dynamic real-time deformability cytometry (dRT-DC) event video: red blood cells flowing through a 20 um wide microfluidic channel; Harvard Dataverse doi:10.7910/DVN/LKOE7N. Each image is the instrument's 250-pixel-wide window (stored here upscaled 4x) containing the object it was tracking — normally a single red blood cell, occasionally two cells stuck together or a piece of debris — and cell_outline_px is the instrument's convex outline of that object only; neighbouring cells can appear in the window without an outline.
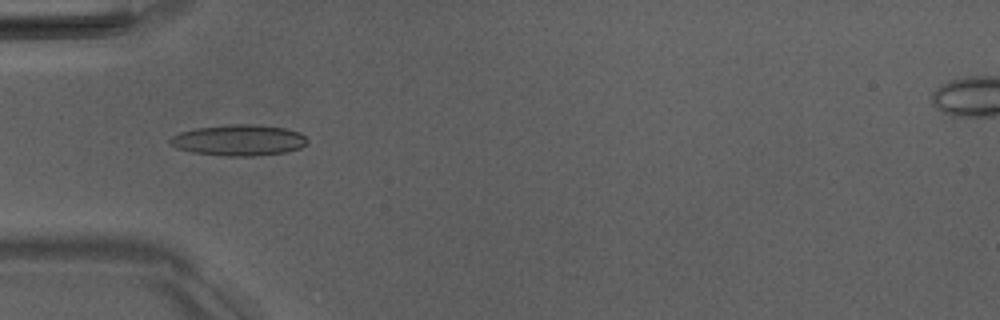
{"species": "Egyptian fruit bat (a non-hibernating species)", "species_latin": "Rousettus aegyptiacus", "temperature_condition": "room temperature", "stored_images_in_passage": 42, "camera_frame_rate_fps": 3000, "um_per_image_px": 0.085, "animal": {"sex": "male"}, "frame": {"image": 1, "passage_image": 7, "time_ms": 2.0, "image_size_px": [1000, 320], "cell_outline_px": [[308, 140], [300, 148], [284, 152], [256, 156], [228, 156], [192, 152], [176, 148], [168, 144], [168, 140], [172, 136], [180, 132], [196, 128], [228, 124], [252, 124], [284, 128], [300, 132]], "centroid_in_image_um": [20.26, 11.91], "position_along_channel_um": 64.7, "area_um2": 24.8}}
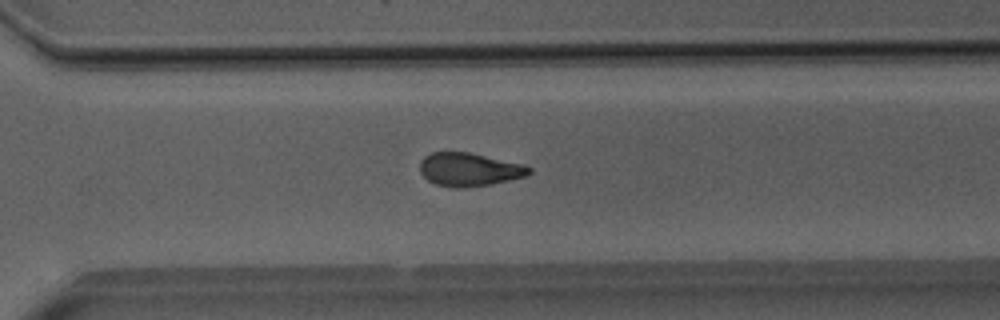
{"frame": {"image": 2, "passage_image": 27, "time_ms": 8.667, "image_size_px": [1000, 320], "cell_outline_px": [[532, 172], [528, 176], [492, 184], [460, 188], [452, 188], [436, 184], [428, 180], [420, 172], [420, 160], [424, 156], [432, 152], [468, 152], [524, 164], [532, 168]], "centroid_in_image_um": [39.9, 14.41], "position_along_channel_um": 330.7, "area_um2": 21.39}}
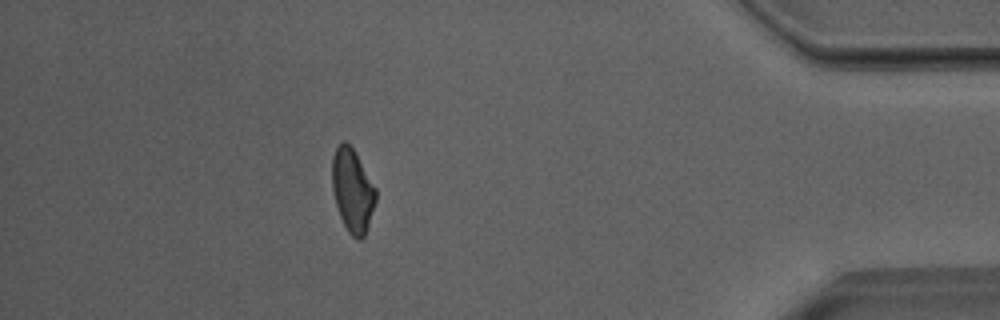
{"frame": {"image": 3, "passage_image": 36, "time_ms": 11.667, "image_size_px": [1000, 320], "cell_outline_px": [[376, 200], [364, 236], [360, 240], [356, 240], [348, 232], [340, 216], [336, 204], [332, 188], [332, 156], [336, 148], [344, 140], [352, 148], [376, 188]], "centroid_in_image_um": [29.95, 16.2], "position_along_channel_um": 405.3, "area_um2": 20.87}, "authors_computed_cell_mechanics": {"area_um2": 21.5594, "velocity_mm_per_s": 4.0223, "shape_relaxation_time_tau1_ms": 7.3647, "shape_relaxation_time_tau2_ms": 2.9394, "deformation_change_tau1": 0.1849, "deformation_change_tau2": 0.1074}}